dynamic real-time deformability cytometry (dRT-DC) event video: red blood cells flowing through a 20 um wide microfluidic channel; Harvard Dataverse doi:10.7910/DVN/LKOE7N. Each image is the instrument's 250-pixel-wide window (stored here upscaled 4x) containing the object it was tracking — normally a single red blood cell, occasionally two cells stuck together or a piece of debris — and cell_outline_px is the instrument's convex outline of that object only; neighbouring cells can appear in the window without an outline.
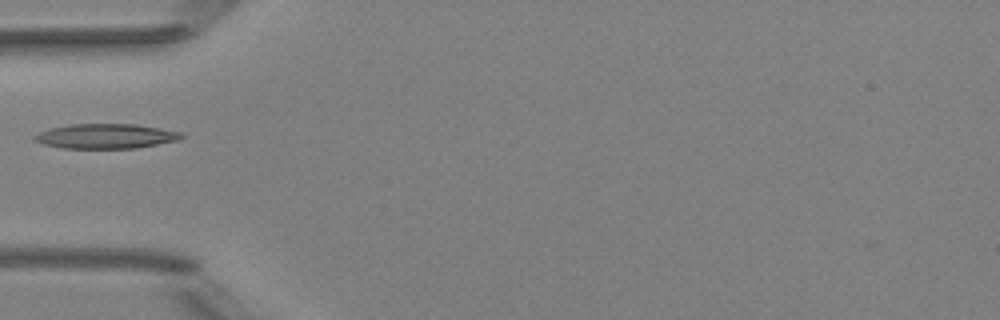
{"species": "Egyptian fruit bat (a non-hibernating species)", "species_latin": "Rousettus aegyptiacus", "temperature_condition": "room temperature", "stored_images_in_passage": 5, "camera_frame_rate_fps": 3000, "um_per_image_px": 0.085, "animal": {"sex": "female"}, "frame": {"image": 1, "passage_image": 5, "time_ms": 1.333, "image_size_px": [1000, 320], "cell_outline_px": [[184, 136], [176, 140], [136, 148], [64, 148], [44, 144], [32, 140], [32, 136], [48, 128], [68, 124], [136, 124], [160, 128], [180, 132]], "centroid_in_image_um": [8.92, 11.56], "position_along_channel_um": 76.1, "area_um2": 21.1}}